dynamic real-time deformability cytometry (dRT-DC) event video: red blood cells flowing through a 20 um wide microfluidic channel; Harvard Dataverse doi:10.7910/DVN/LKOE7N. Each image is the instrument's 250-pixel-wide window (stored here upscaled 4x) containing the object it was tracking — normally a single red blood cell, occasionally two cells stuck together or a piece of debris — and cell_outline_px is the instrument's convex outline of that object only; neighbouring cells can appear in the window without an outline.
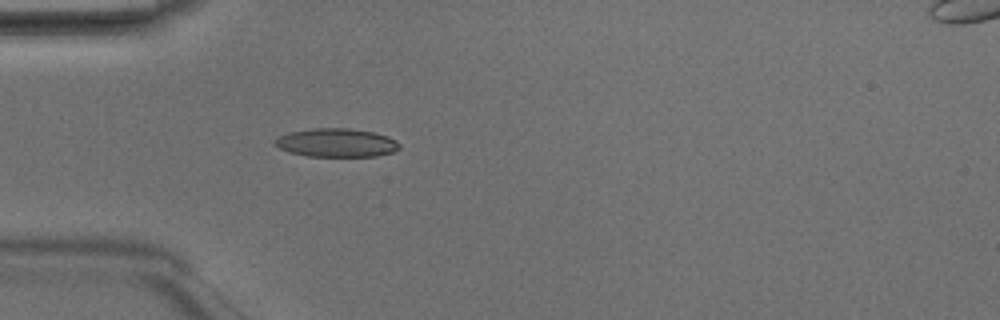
{"species": "Egyptian fruit bat (a non-hibernating species)", "species_latin": "Rousettus aegyptiacus", "temperature_condition": "room temperature", "stored_images_in_passage": 5, "camera_frame_rate_fps": 3000, "um_per_image_px": 0.085, "animal": {"sex": "male"}, "frame": {"image": 1, "passage_image": 5, "time_ms": 1.333, "image_size_px": [1000, 320], "cell_outline_px": [[400, 148], [392, 152], [376, 156], [308, 156], [288, 152], [272, 144], [272, 140], [276, 136], [288, 132], [312, 128], [348, 128], [372, 132], [388, 136], [396, 140], [400, 144]], "centroid_in_image_um": [28.54, 12.12], "position_along_channel_um": 56.5, "area_um2": 20.92}}